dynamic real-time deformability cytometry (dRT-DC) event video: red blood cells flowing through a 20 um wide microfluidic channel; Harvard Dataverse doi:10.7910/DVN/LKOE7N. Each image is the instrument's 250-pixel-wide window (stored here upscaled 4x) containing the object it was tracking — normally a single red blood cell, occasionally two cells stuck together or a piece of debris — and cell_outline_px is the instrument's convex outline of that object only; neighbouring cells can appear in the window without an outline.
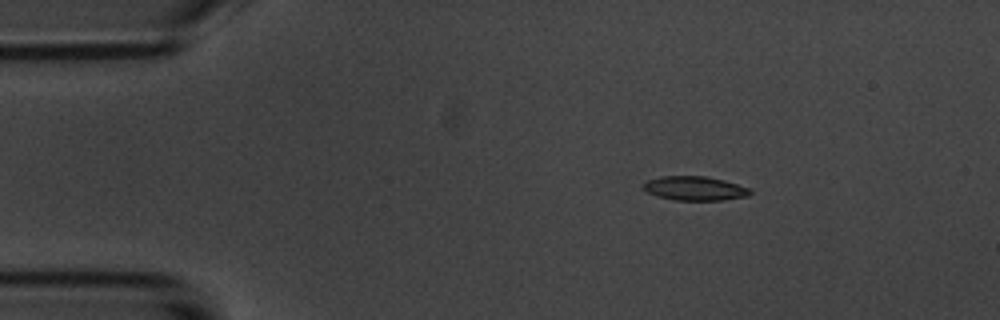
{"species": "common noctule bat (a hibernating species)", "species_latin": "Nyctalus noctula", "temperature_condition": "room temperature", "stored_images_in_passage": 3, "camera_frame_rate_fps": 3000, "um_per_image_px": 0.085, "animal": {"sex": "male", "body_mass_g": 20.1, "forearm_length_mm": 53.5}, "frame": {"image": 1, "passage_image": 1, "time_ms": 0.0, "image_size_px": [1000, 320], "cell_outline_px": [[752, 192], [748, 196], [724, 200], [676, 200], [656, 196], [648, 192], [644, 188], [644, 184], [648, 180], [660, 176], [708, 176], [724, 180], [748, 188]], "centroid_in_image_um": [59.06, 16.01], "position_along_channel_um": 25.9, "area_um2": 14.91}}